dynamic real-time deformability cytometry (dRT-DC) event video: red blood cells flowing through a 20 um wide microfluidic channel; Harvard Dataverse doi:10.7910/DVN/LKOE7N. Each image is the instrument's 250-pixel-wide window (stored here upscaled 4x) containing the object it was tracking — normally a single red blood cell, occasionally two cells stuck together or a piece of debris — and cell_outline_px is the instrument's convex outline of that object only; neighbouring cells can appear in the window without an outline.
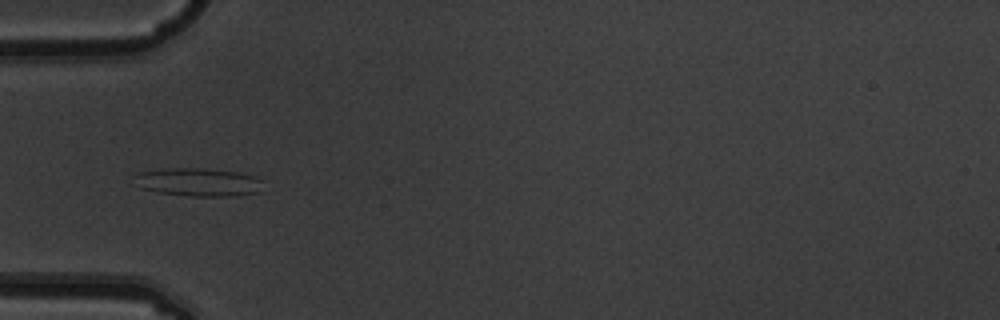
{"species": "common noctule bat (a hibernating species)", "species_latin": "Nyctalus noctula", "temperature_condition": "warm", "stored_images_in_passage": 7, "camera_frame_rate_fps": 3000, "um_per_image_px": 0.085, "animal": {"sex": "male", "body_mass_g": 19.5, "forearm_length_mm": 54.6}, "frame": {"image": 1, "passage_image": 6, "time_ms": 1.667, "image_size_px": [1000, 320], "cell_outline_px": [[264, 180], [260, 192], [236, 196], [192, 196], [156, 192], [140, 188], [132, 176], [136, 172], [164, 168], [204, 168], [236, 172], [256, 176]], "centroid_in_image_um": [16.85, 15.47], "position_along_channel_um": 68.1, "area_um2": 21.56}}
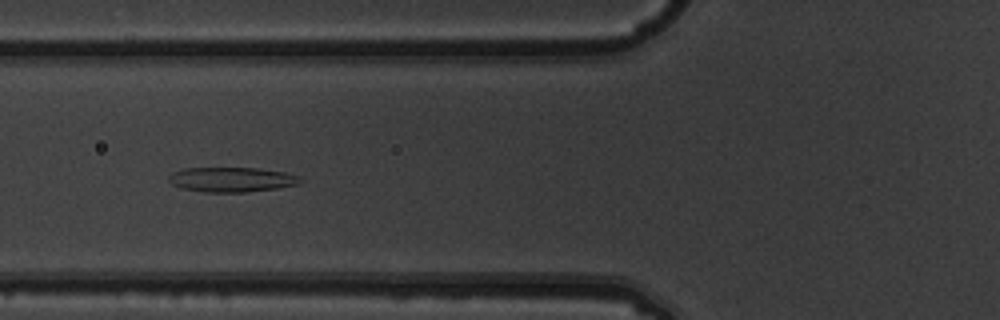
{"frame": {"image": 2, "passage_image": 7, "time_ms": 2.0, "image_size_px": [1000, 320], "cell_outline_px": [[304, 180], [300, 184], [276, 188], [244, 192], [208, 192], [180, 188], [172, 184], [168, 180], [168, 176], [172, 172], [184, 168], [260, 168], [284, 172], [296, 176]], "centroid_in_image_um": [19.67, 15.26], "position_along_channel_um": 106.1, "area_um2": 18.96}}